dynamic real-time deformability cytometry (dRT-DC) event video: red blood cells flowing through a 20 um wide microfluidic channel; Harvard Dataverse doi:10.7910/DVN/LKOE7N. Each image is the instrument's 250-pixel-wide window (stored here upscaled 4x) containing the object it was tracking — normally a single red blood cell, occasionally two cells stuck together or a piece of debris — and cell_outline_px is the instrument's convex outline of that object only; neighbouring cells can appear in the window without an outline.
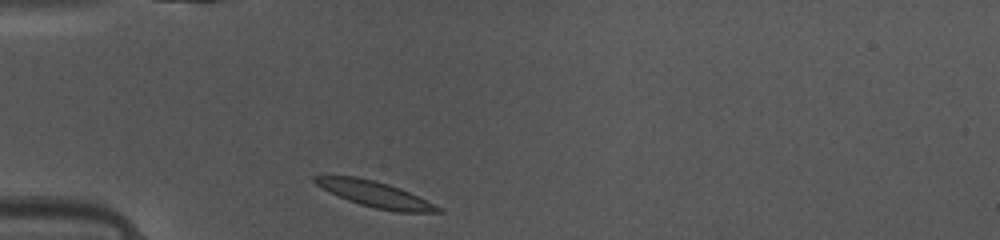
{"species": "common noctule bat (a hibernating species)", "species_latin": "Nyctalus noctula", "temperature_condition": "warm", "stored_images_in_passage": 35, "camera_frame_rate_fps": 3000, "um_per_image_px": 0.085, "animal": {"sex": "female", "body_mass_g": 10.0, "forearm_length_mm": 53.1}, "frame": {"image": 1, "passage_image": 1, "time_ms": 0.0, "image_size_px": [1000, 240], "cell_outline_px": [[444, 212], [396, 212], [376, 208], [360, 204], [348, 200], [328, 192], [316, 184], [312, 180], [312, 176], [324, 172], [356, 176], [376, 180], [400, 188], [444, 208]], "centroid_in_image_um": [31.77, 16.45], "position_along_channel_um": 53.2, "area_um2": 19.19}}
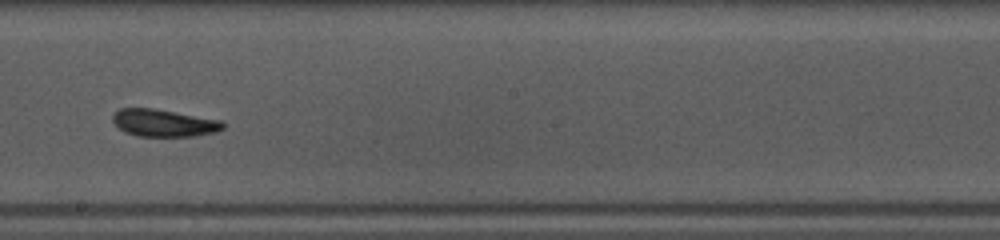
{"frame": {"image": 2, "passage_image": 15, "time_ms": 4.667, "image_size_px": [1000, 240], "cell_outline_px": [[224, 128], [216, 132], [196, 136], [136, 136], [124, 132], [112, 120], [112, 116], [120, 108], [156, 108], [224, 120]], "centroid_in_image_um": [13.97, 10.44], "position_along_channel_um": 234.2, "area_um2": 17.8}}
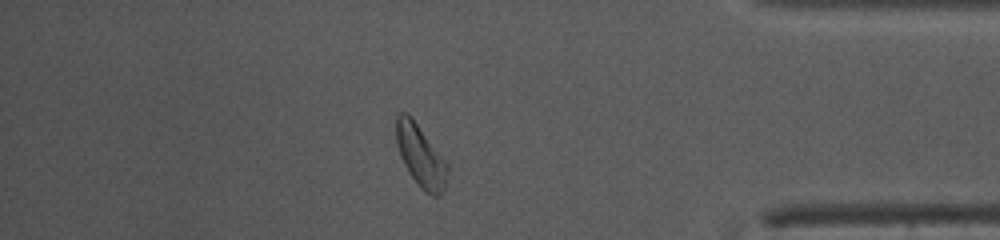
{"frame": {"image": 3, "passage_image": 29, "time_ms": 9.333, "image_size_px": [1000, 240], "cell_outline_px": [[448, 172], [444, 188], [440, 196], [432, 196], [424, 192], [420, 188], [408, 172], [400, 156], [396, 140], [396, 116], [400, 112], [408, 112], [412, 116], [448, 164]], "centroid_in_image_um": [35.74, 13.24], "position_along_channel_um": 399.5, "area_um2": 18.67}, "authors_computed_cell_mechanics": {"area_um2": 17.9758, "velocity_mm_per_s": 4.105, "shape_relaxation_time_tau1_ms": 1.7348, "shape_relaxation_time_tau2_ms": 3.2056, "deformation_change_tau1": 0.1253, "deformation_change_tau2": 0.1024}}